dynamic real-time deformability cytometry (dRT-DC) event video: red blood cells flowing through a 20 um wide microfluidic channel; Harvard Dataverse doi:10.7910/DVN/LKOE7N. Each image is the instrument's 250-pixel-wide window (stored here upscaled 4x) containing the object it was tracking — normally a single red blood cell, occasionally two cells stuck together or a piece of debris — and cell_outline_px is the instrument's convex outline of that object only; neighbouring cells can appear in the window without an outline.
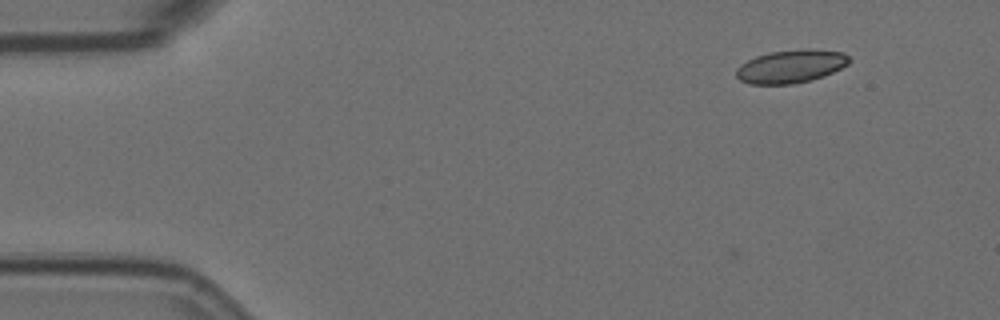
{"species": "Egyptian fruit bat (a non-hibernating species)", "species_latin": "Rousettus aegyptiacus", "temperature_condition": "room temperature", "stored_images_in_passage": 6, "camera_frame_rate_fps": 3000, "um_per_image_px": 0.085, "animal": {"sex": "female"}, "frame": {"image": 1, "passage_image": 3, "time_ms": 0.667, "image_size_px": [1000, 320], "cell_outline_px": [[852, 60], [848, 64], [832, 72], [808, 80], [792, 84], [748, 84], [740, 80], [736, 76], [736, 68], [740, 64], [756, 56], [768, 52], [844, 52]], "centroid_in_image_um": [67.13, 5.69], "position_along_channel_um": 17.9, "area_um2": 20.69}}